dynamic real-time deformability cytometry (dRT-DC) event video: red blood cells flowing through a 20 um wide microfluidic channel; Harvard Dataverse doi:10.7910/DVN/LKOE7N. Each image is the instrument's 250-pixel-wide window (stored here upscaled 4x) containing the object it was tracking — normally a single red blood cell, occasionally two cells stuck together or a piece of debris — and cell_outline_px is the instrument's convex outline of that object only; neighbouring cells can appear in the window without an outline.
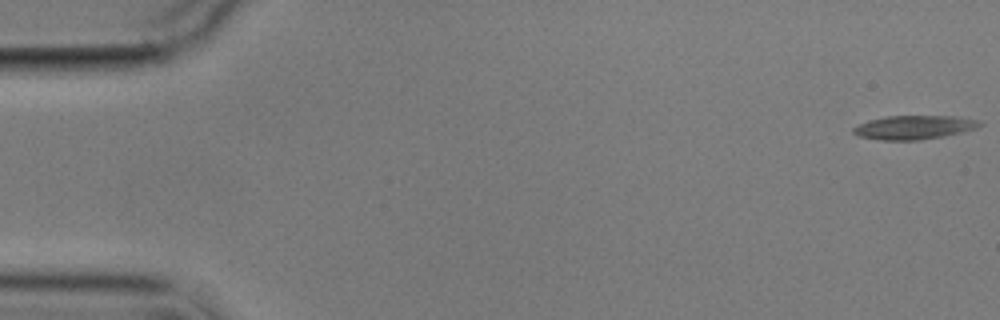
{"species": "common noctule bat (a hibernating species)", "species_latin": "Nyctalus noctula", "temperature_condition": "cold", "stored_images_in_passage": 5, "camera_frame_rate_fps": 3000, "um_per_image_px": 0.085, "animal": {"sex": "male", "body_mass_g": 17.9}, "frame": {"image": 1, "passage_image": 1, "time_ms": 0.0, "image_size_px": [1000, 320], "cell_outline_px": [[984, 124], [976, 128], [964, 132], [944, 136], [920, 140], [880, 140], [860, 136], [852, 132], [852, 128], [868, 120], [888, 116], [952, 116], [980, 120]], "centroid_in_image_um": [77.73, 10.82], "position_along_channel_um": 7.3, "area_um2": 17.57}}